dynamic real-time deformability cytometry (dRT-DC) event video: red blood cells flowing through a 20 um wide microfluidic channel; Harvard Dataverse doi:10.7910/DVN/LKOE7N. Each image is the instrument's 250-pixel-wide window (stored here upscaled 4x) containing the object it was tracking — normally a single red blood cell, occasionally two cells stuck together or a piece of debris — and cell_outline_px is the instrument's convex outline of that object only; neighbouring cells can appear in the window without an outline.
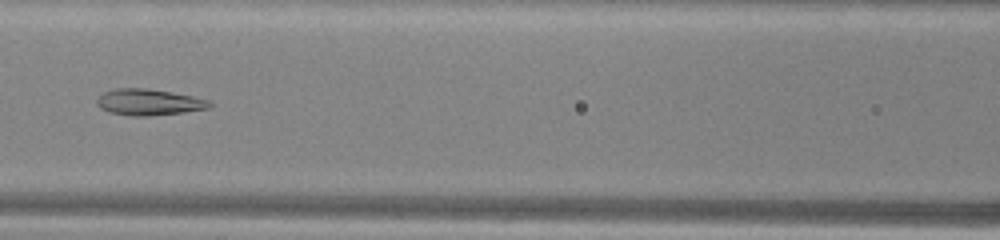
{"species": "common noctule bat (a hibernating species)", "species_latin": "Nyctalus noctula", "temperature_condition": "warm", "stored_images_in_passage": 36, "camera_frame_rate_fps": 3000, "um_per_image_px": 0.085, "animal": {"sex": "male", "body_mass_g": 13.0, "forearm_length_mm": 53.1}, "frame": {"image": 1, "passage_image": 8, "time_ms": 2.333, "image_size_px": [1000, 240], "cell_outline_px": [[212, 104], [208, 108], [184, 112], [148, 116], [132, 116], [108, 112], [100, 108], [96, 104], [96, 100], [104, 92], [116, 88], [148, 88], [172, 92], [192, 96], [208, 100]], "centroid_in_image_um": [12.62, 8.68], "position_along_channel_um": 154.0, "area_um2": 17.22}}
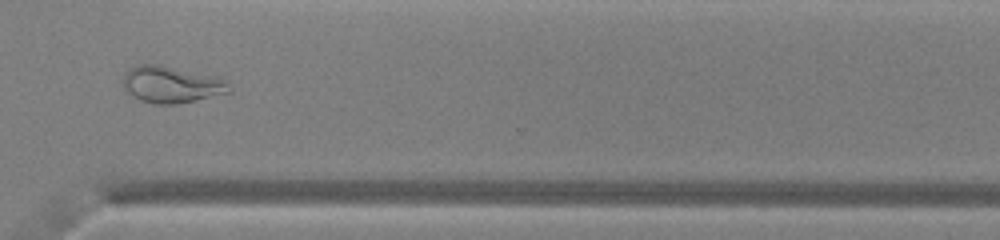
{"frame": {"image": 2, "passage_image": 23, "time_ms": 7.333, "image_size_px": [1000, 240], "cell_outline_px": [[232, 92], [196, 100], [176, 104], [156, 104], [140, 100], [124, 84], [124, 72], [128, 68], [140, 64], [160, 64], [228, 80], [232, 88]], "centroid_in_image_um": [14.63, 7.17], "position_along_channel_um": 356.0, "area_um2": 22.37}}
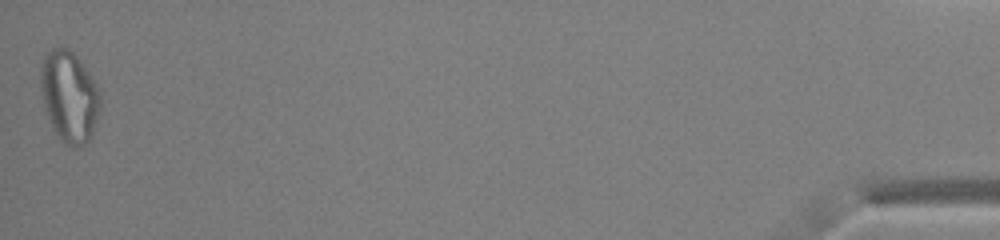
{"frame": {"image": 3, "passage_image": 36, "time_ms": 11.667, "image_size_px": [1000, 240], "cell_outline_px": [[100, 112], [92, 132], [88, 140], [84, 144], [76, 148], [60, 140], [48, 116], [44, 104], [40, 88], [40, 68], [44, 56], [52, 48], [68, 48], [76, 56], [100, 88]], "centroid_in_image_um": [5.9, 8.19], "position_along_channel_um": 429.3, "area_um2": 31.39}, "authors_computed_cell_mechanics": {"area_um2": 18.9006, "velocity_mm_per_s": 4.0379, "shape_relaxation_time_tau1_ms": null, "shape_relaxation_time_tau2_ms": 2.2528, "deformation_change_tau1": null, "deformation_change_tau2": 0.0973}}